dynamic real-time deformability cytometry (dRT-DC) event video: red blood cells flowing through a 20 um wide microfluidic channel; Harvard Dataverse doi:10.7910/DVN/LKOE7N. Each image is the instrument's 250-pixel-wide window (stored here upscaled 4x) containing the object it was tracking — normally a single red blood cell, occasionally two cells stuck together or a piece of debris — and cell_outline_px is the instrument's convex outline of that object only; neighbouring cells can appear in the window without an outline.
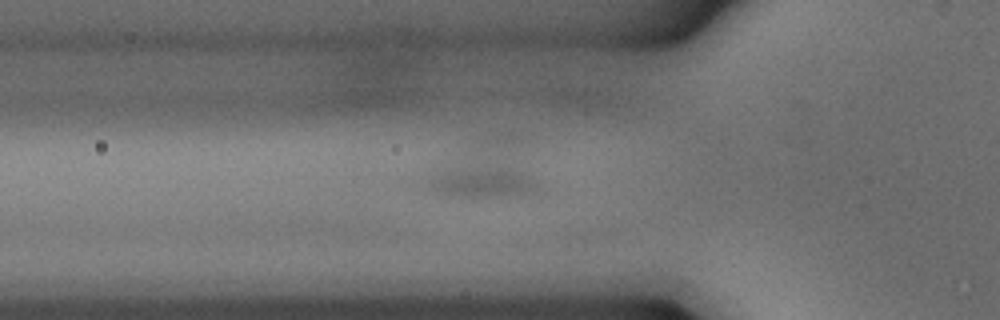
{"species": "common noctule bat (a hibernating species)", "species_latin": "Nyctalus noctula", "temperature_condition": "warm", "stored_images_in_passage": 4, "camera_frame_rate_fps": 3000, "um_per_image_px": 0.085, "animal": {"sex": "male", "body_mass_g": 15.6}, "frame": {"image": 1, "passage_image": 3, "time_ms": 0.667, "image_size_px": [1000, 320], "cell_outline_px": [[524, 188], [512, 192], [476, 196], [448, 192], [440, 184], [448, 176], [476, 172], [504, 172], [520, 176]], "centroid_in_image_um": [41.03, 15.6], "position_along_channel_um": 84.8, "area_um2": 11.27}}